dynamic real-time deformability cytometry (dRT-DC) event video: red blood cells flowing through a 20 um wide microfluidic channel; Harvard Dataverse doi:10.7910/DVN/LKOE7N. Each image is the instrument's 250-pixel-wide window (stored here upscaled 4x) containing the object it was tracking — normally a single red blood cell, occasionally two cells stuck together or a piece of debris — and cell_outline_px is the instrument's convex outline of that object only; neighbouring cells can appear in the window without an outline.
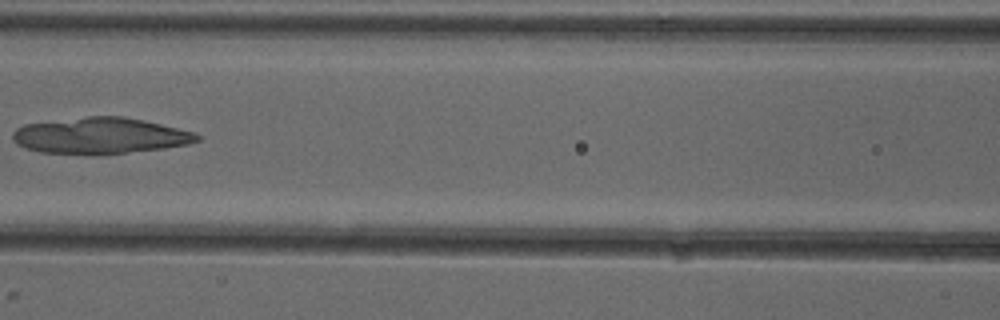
{"species": "common noctule bat (a hibernating species)", "species_latin": "Nyctalus noctula", "temperature_condition": "cold", "stored_images_in_passage": 8, "camera_frame_rate_fps": 3000, "um_per_image_px": 0.085, "animal": {"sex": "female"}, "frame": {"image": 1, "passage_image": 7, "time_ms": 7.333, "image_size_px": [1000, 320], "cell_outline_px": [[200, 140], [188, 144], [164, 148], [124, 152], [40, 152], [24, 148], [16, 144], [12, 140], [12, 132], [16, 128], [24, 124], [88, 116], [124, 116], [196, 132], [200, 136]], "centroid_in_image_um": [8.51, 11.5], "position_along_channel_um": 158.1, "area_um2": 38.03}}
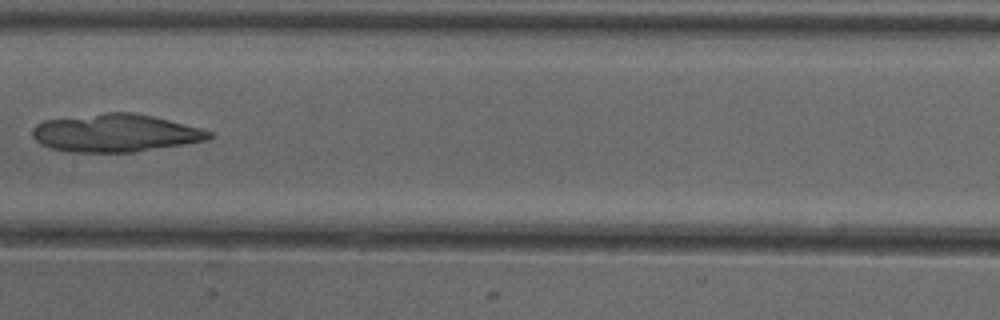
{"frame": {"image": 2, "passage_image": 8, "time_ms": 8.333, "image_size_px": [1000, 320], "cell_outline_px": [[212, 136], [208, 140], [184, 144], [132, 152], [68, 152], [52, 148], [40, 144], [32, 136], [32, 128], [36, 124], [44, 120], [104, 112], [132, 112], [152, 116], [200, 128], [212, 132]], "centroid_in_image_um": [9.77, 11.3], "position_along_channel_um": 197.6, "area_um2": 38.9}}